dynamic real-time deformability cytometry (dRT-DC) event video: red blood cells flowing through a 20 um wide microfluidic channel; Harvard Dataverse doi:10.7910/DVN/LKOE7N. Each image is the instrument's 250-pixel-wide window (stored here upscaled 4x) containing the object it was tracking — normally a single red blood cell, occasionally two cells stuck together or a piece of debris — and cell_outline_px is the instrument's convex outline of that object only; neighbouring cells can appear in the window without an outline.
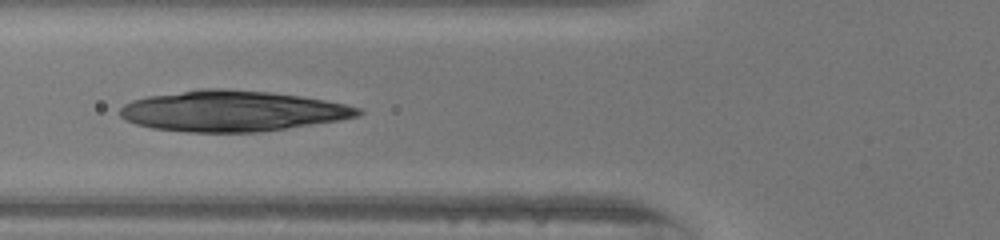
{"species": "human", "species_latin": "Homo sapiens", "temperature_condition": "warm", "stored_images_in_passage": 5, "segment_of_instrument_passage": [2, 2], "camera_frame_rate_fps": 3000, "um_per_image_px": 0.085, "donor": {"sex": "female"}, "frame": {"image": 1, "passage_image": 5, "time_ms": 1.333, "image_size_px": [1000, 240], "cell_outline_px": [[560, 216], [548, 220], [484, 220], [360, 216], [396, 208], [532, 200], [544, 200]], "centroid_in_image_um": [40.61, 17.98], "position_along_channel_um": 85.2, "area_um2": 18.96}}